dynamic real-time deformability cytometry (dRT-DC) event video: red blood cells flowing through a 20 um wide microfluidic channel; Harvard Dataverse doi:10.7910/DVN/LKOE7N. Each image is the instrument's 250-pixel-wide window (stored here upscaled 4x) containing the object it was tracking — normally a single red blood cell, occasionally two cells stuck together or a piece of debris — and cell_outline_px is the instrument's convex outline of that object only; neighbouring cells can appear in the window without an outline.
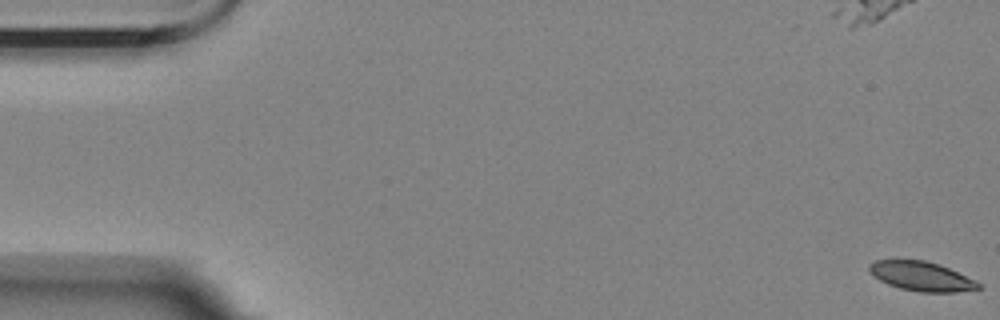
{"species": "Egyptian fruit bat (a non-hibernating species)", "species_latin": "Rousettus aegyptiacus", "temperature_condition": "room temperature", "stored_images_in_passage": 58, "camera_frame_rate_fps": 3000, "um_per_image_px": 0.085, "animal": {"sex": "female"}, "frame": {"image": 1, "passage_image": 1, "time_ms": 0.0, "image_size_px": [1000, 320], "cell_outline_px": [[984, 288], [956, 292], [920, 292], [900, 288], [888, 284], [872, 276], [868, 272], [868, 264], [876, 260], [924, 260], [940, 264], [976, 280]], "centroid_in_image_um": [78.32, 23.48], "position_along_channel_um": 6.7, "area_um2": 18.84}, "authors_computed_cell_mechanics": {"area_um2": 19.652, "velocity_mm_per_s": 3.4371, "shape_relaxation_time_tau1_ms": 10.7613, "shape_relaxation_time_tau2_ms": 1.9194, "deformation_change_tau1": 0.2966, "deformation_change_tau2": 0.0783}}